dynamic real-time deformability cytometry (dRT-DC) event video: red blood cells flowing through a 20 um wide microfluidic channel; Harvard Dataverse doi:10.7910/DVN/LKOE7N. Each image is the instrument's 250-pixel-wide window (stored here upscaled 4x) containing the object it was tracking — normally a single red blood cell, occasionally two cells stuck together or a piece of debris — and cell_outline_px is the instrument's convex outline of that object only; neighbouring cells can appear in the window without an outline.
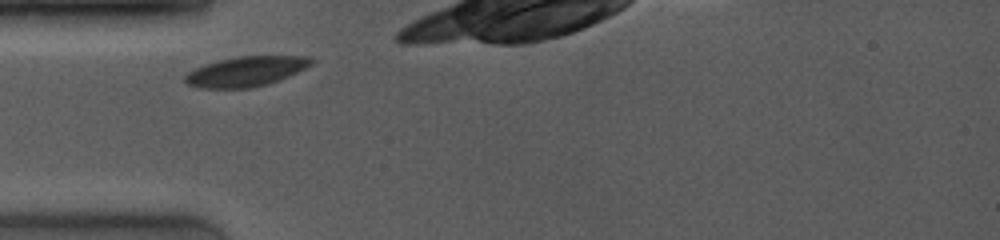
{"species": "common noctule bat (a hibernating species)", "species_latin": "Nyctalus noctula", "temperature_condition": "room temperature", "stored_images_in_passage": 10, "camera_frame_rate_fps": 4000, "um_per_image_px": 0.085, "animal": {"sex": "female", "body_mass_g": 19.0, "forearm_length_mm": 53.3}, "frame": {"image": 1, "passage_image": 1, "time_ms": 0.0, "image_size_px": [1000, 240], "cell_outline_px": [[312, 64], [288, 76], [268, 84], [252, 88], [196, 88], [188, 84], [184, 80], [184, 76], [188, 72], [204, 64], [236, 56], [308, 56], [312, 60]], "centroid_in_image_um": [20.86, 6.08], "position_along_channel_um": 64.1, "area_um2": 21.91}}